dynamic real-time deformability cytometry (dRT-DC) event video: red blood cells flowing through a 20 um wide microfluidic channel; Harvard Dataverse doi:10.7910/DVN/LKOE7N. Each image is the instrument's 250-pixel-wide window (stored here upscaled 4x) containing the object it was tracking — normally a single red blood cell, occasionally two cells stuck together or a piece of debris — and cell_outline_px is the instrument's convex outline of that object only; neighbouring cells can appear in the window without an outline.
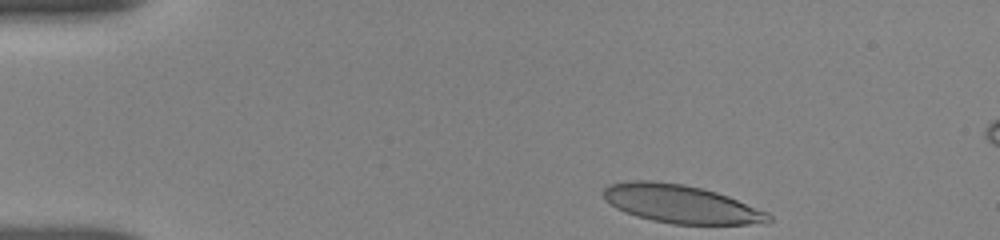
{"species": "human", "species_latin": "Homo sapiens", "temperature_condition": "room temperature", "stored_images_in_passage": 16, "camera_frame_rate_fps": 3000, "um_per_image_px": 0.085, "donor": {"sex": "female"}, "frame": {"image": 1, "passage_image": 1, "time_ms": 0.0, "image_size_px": [1000, 240], "cell_outline_px": [[772, 220], [768, 224], [672, 224], [652, 220], [636, 216], [624, 212], [616, 208], [604, 200], [604, 188], [608, 184], [628, 180], [652, 180], [684, 184], [716, 192], [728, 196], [768, 212], [772, 216]], "centroid_in_image_um": [57.88, 17.34], "position_along_channel_um": 27.1, "area_um2": 37.05}}
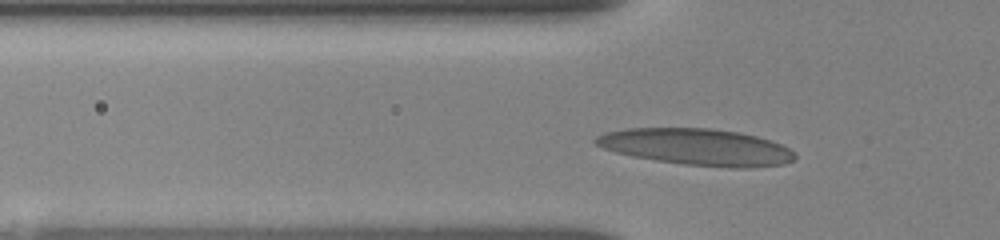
{"frame": {"image": 2, "passage_image": 13, "time_ms": 3.0, "image_size_px": [1000, 240], "cell_outline_px": [[796, 156], [792, 160], [784, 164], [748, 168], [732, 168], [684, 164], [656, 160], [632, 156], [616, 152], [604, 148], [596, 144], [592, 140], [596, 136], [604, 132], [624, 128], [712, 128], [740, 132], [756, 136], [780, 144], [788, 148]], "centroid_in_image_um": [59.19, 12.48], "position_along_channel_um": 66.6, "area_um2": 42.43}}
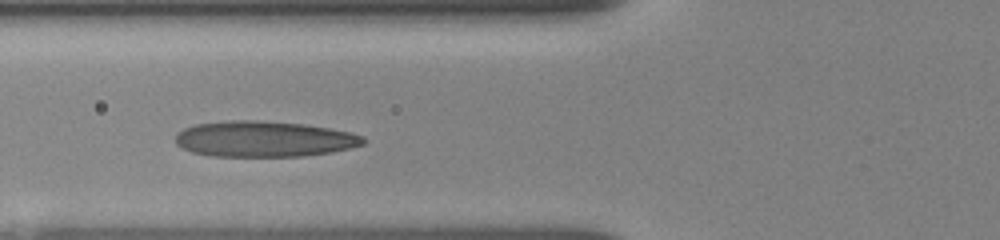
{"frame": {"image": 3, "passage_image": 15, "time_ms": 4.0, "image_size_px": [1000, 240], "cell_outline_px": [[364, 144], [332, 152], [300, 156], [212, 156], [192, 152], [176, 144], [176, 132], [184, 128], [196, 124], [228, 120], [256, 120], [304, 124], [328, 128], [348, 132], [364, 136]], "centroid_in_image_um": [22.41, 11.81], "position_along_channel_um": 103.4, "area_um2": 39.02}}